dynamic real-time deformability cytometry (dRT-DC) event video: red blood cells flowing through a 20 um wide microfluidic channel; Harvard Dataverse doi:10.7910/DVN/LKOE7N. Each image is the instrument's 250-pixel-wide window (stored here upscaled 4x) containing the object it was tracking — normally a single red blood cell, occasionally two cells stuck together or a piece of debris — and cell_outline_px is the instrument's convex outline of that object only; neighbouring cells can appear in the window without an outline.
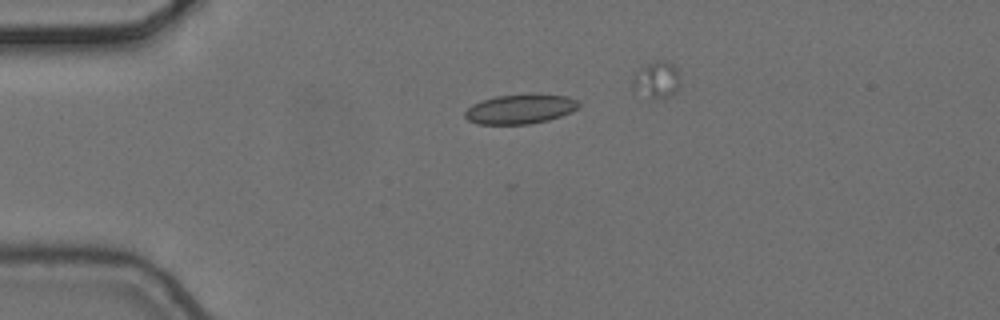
{"species": "common noctule bat (a hibernating species)", "species_latin": "Nyctalus noctula", "temperature_condition": "cold", "stored_images_in_passage": 5, "camera_frame_rate_fps": 3000, "um_per_image_px": 0.085, "animal": {"sex": "female", "body_mass_g": 24.6, "forearm_length_mm": 56.2}, "frame": {"image": 1, "passage_image": 3, "time_ms": 0.667, "image_size_px": [1000, 320], "cell_outline_px": [[580, 108], [572, 112], [548, 120], [528, 124], [476, 124], [468, 120], [464, 116], [464, 112], [472, 104], [480, 100], [496, 96], [532, 92], [536, 92], [568, 96], [580, 100]], "centroid_in_image_um": [44.27, 9.23], "position_along_channel_um": 40.7, "area_um2": 20.35}}